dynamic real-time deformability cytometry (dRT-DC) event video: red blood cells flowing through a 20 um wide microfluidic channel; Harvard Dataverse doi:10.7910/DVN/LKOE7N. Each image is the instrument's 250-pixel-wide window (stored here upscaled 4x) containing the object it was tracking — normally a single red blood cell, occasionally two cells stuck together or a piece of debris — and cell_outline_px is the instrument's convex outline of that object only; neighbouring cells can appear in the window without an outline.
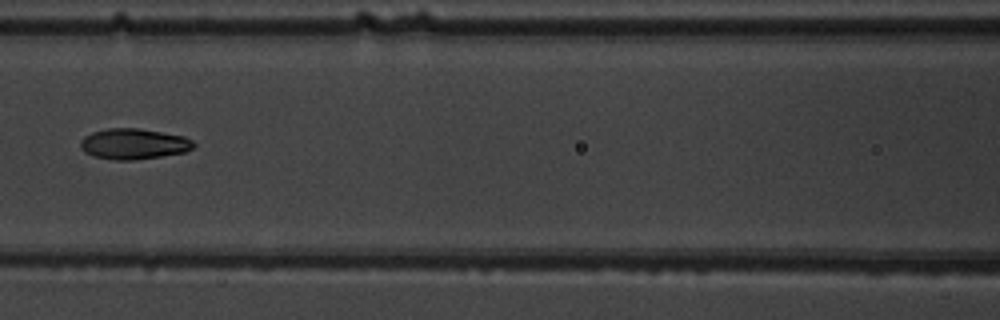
{"species": "common noctule bat (a hibernating species)", "species_latin": "Nyctalus noctula", "temperature_condition": "warm", "stored_images_in_passage": 4, "camera_frame_rate_fps": 3000, "um_per_image_px": 0.085, "animal": {"sex": "male", "body_mass_g": 19.5, "forearm_length_mm": 54.6}, "frame": {"image": 1, "passage_image": 4, "time_ms": 3.333, "image_size_px": [1000, 320], "cell_outline_px": [[196, 144], [192, 148], [184, 152], [160, 156], [132, 160], [116, 160], [96, 156], [84, 152], [80, 148], [80, 140], [84, 136], [92, 132], [108, 128], [140, 128], [184, 136], [192, 140]], "centroid_in_image_um": [11.35, 12.22], "position_along_channel_um": 155.3, "area_um2": 20.17}}